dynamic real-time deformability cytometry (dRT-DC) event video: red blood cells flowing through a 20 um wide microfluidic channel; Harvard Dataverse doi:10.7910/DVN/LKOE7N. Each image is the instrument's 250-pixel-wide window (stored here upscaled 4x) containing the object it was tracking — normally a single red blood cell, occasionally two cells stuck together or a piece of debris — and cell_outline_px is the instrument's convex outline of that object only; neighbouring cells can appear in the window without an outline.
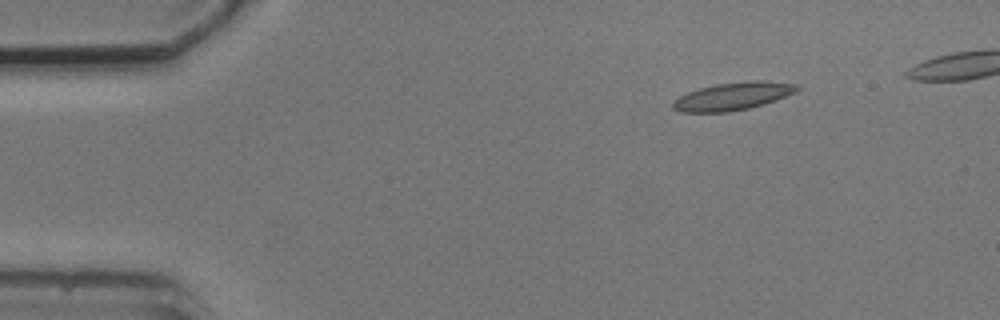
{"species": "common noctule bat (a hibernating species)", "species_latin": "Nyctalus noctula", "temperature_condition": "cold", "stored_images_in_passage": 5, "camera_frame_rate_fps": 3000, "um_per_image_px": 0.085, "animal": {"sex": "male", "body_mass_g": 20.5, "forearm_length_mm": 52.5}, "frame": {"image": 1, "passage_image": 2, "time_ms": 1.333, "image_size_px": [1000, 320], "cell_outline_px": [[800, 88], [796, 92], [776, 100], [764, 104], [748, 108], [728, 112], [680, 112], [672, 108], [672, 100], [688, 92], [700, 88], [716, 84], [752, 80], [764, 80], [796, 84]], "centroid_in_image_um": [62.29, 8.18], "position_along_channel_um": 22.7, "area_um2": 20.11}}